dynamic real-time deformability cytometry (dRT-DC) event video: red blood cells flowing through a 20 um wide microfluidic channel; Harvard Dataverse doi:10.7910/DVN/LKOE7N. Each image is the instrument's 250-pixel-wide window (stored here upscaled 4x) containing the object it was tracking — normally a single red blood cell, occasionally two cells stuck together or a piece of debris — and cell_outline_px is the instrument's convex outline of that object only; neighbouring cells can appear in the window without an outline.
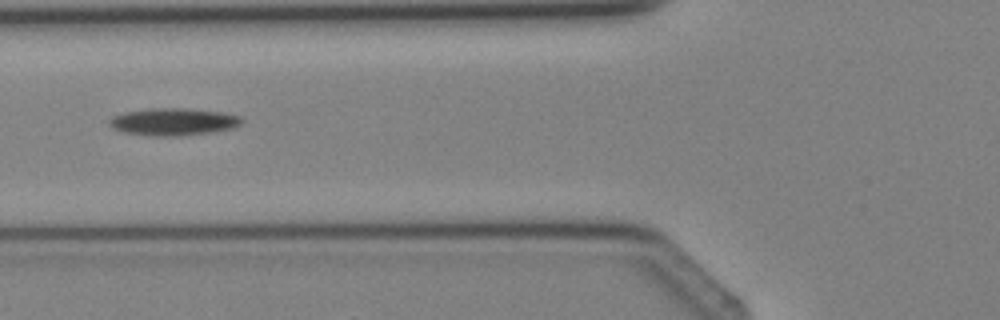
{"species": "Egyptian fruit bat (a non-hibernating species)", "species_latin": "Rousettus aegyptiacus", "temperature_condition": "cold", "stored_images_in_passage": 5, "camera_frame_rate_fps": 3000, "um_per_image_px": 0.085, "animal": {"sex": "female"}, "frame": {"image": 1, "passage_image": 5, "time_ms": 4.333, "image_size_px": [1000, 320], "cell_outline_px": [[244, 120], [240, 124], [232, 128], [216, 132], [176, 136], [152, 136], [124, 132], [112, 128], [108, 124], [108, 120], [112, 116], [124, 112], [152, 108], [184, 108], [224, 112], [240, 116]], "centroid_in_image_um": [14.74, 10.35], "position_along_channel_um": 111.1, "area_um2": 21.27}}